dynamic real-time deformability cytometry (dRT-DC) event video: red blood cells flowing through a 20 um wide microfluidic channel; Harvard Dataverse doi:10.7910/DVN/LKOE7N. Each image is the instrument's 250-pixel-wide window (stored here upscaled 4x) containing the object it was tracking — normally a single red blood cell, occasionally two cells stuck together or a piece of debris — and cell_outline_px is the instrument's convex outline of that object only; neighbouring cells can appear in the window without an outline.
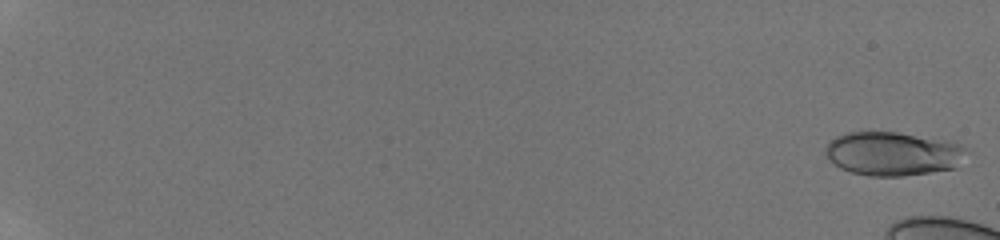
{"species": "human", "species_latin": "Homo sapiens", "temperature_condition": "room temperature", "stored_images_in_passage": 9, "camera_frame_rate_fps": 3000, "um_per_image_px": 0.085, "donor": {"sex": "male"}, "frame": {"image": 1, "passage_image": 1, "time_ms": 0.0, "image_size_px": [1000, 240], "cell_outline_px": [[964, 148], [956, 168], [904, 176], [868, 176], [852, 172], [840, 168], [824, 152], [824, 148], [828, 140], [836, 136], [848, 132], [896, 132], [944, 140], [960, 144]], "centroid_in_image_um": [75.81, 13.06], "position_along_channel_um": 9.2, "area_um2": 35.55}}